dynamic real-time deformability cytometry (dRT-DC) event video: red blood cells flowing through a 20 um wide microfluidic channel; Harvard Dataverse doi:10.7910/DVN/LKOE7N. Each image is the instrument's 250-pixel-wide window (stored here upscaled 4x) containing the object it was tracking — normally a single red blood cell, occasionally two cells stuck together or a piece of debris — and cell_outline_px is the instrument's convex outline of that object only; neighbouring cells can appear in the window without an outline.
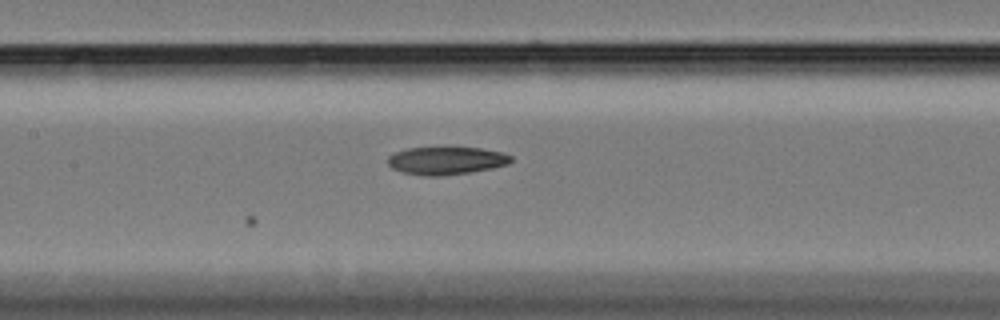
{"species": "Egyptian fruit bat (a non-hibernating species)", "species_latin": "Rousettus aegyptiacus", "temperature_condition": "cold", "stored_images_in_passage": 13, "camera_frame_rate_fps": 3000, "um_per_image_px": 0.085, "animal": {"sex": "female"}, "frame": {"image": 1, "passage_image": 13, "time_ms": 4.0, "image_size_px": [1000, 320], "cell_outline_px": [[512, 160], [508, 164], [492, 168], [468, 172], [440, 176], [424, 176], [404, 172], [392, 168], [388, 164], [388, 156], [392, 152], [408, 148], [444, 144], [480, 148], [504, 152], [512, 156]], "centroid_in_image_um": [37.91, 13.59], "position_along_channel_um": 169.5, "area_um2": 20.92}}